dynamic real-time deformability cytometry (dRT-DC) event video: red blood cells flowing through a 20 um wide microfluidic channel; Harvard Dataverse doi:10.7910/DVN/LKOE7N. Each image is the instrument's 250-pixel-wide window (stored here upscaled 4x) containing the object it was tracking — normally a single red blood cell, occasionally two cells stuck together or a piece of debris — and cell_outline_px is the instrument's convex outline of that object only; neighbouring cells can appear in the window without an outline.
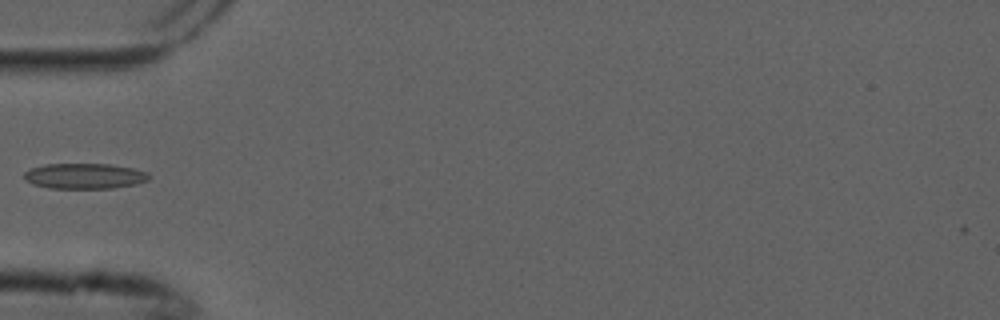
{"species": "common noctule bat (a hibernating species)", "species_latin": "Nyctalus noctula", "temperature_condition": "cold", "stored_images_in_passage": 4, "camera_frame_rate_fps": 3000, "um_per_image_px": 0.085, "animal": {"sex": "male", "forearm_length_mm": 52.5}, "frame": {"image": 1, "passage_image": 4, "time_ms": 1.0, "image_size_px": [1000, 320], "cell_outline_px": [[152, 176], [148, 180], [136, 184], [112, 188], [48, 188], [32, 184], [24, 180], [24, 172], [32, 168], [44, 164], [108, 164], [132, 168], [148, 172]], "centroid_in_image_um": [7.18, 14.96], "position_along_channel_um": 77.8, "area_um2": 18.61}}